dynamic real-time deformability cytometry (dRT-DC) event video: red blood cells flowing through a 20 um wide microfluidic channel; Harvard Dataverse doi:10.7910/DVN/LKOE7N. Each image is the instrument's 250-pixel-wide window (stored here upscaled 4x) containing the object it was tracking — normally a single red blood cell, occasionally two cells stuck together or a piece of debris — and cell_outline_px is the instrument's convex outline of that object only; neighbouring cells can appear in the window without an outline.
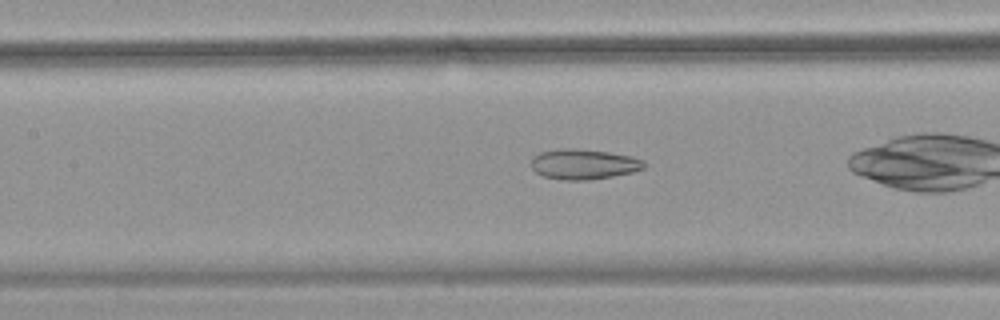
{"species": "common noctule bat (a hibernating species)", "species_latin": "Nyctalus noctula", "temperature_condition": "warm", "stored_images_in_passage": 52, "camera_frame_rate_fps": 3000, "um_per_image_px": 0.085, "animal": {"sex": "female", "body_mass_g": 18.4}, "frame": {"image": 1, "passage_image": 22, "time_ms": 7.0, "image_size_px": [1000, 320], "cell_outline_px": [[644, 168], [632, 172], [612, 176], [588, 180], [564, 180], [544, 176], [536, 172], [532, 168], [532, 156], [540, 152], [560, 148], [576, 148], [608, 152], [632, 156], [644, 160]], "centroid_in_image_um": [49.6, 13.94], "position_along_channel_um": 157.8, "area_um2": 19.88}}
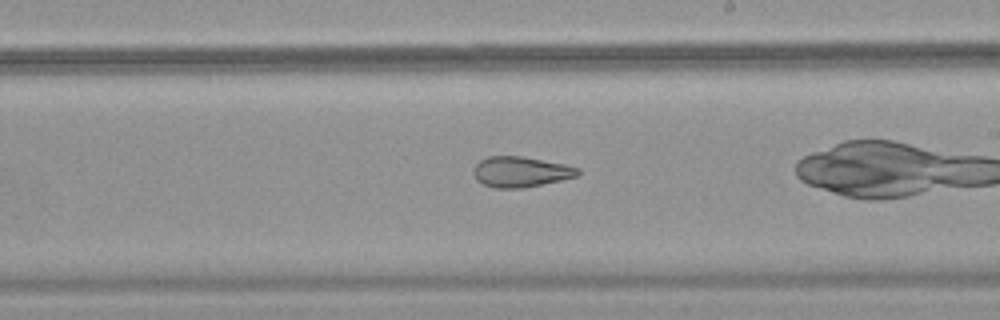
{"frame": {"image": 2, "passage_image": 29, "time_ms": 9.333, "image_size_px": [1000, 320], "cell_outline_px": [[580, 172], [576, 176], [560, 180], [524, 188], [496, 188], [484, 184], [476, 180], [472, 172], [472, 168], [480, 160], [488, 156], [520, 156], [564, 164], [580, 168]], "centroid_in_image_um": [44.22, 14.6], "position_along_channel_um": 244.8, "area_um2": 18.5}}
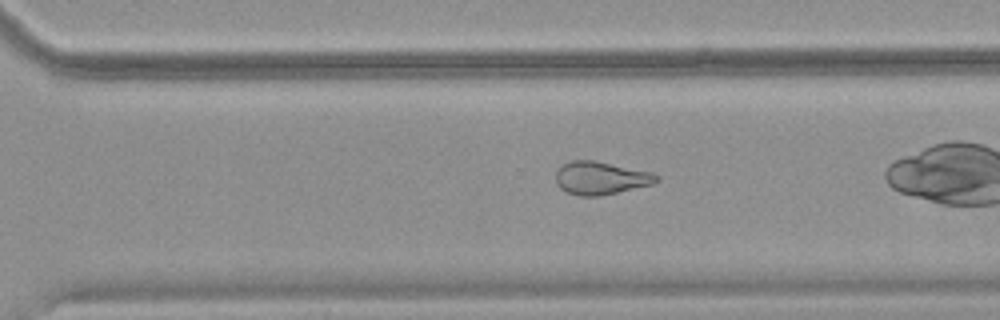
{"frame": {"image": 3, "passage_image": 35, "time_ms": 11.333, "image_size_px": [1000, 320], "cell_outline_px": [[660, 180], [652, 184], [600, 196], [580, 196], [568, 192], [560, 188], [556, 184], [556, 172], [560, 164], [568, 160], [592, 160], [652, 172], [660, 176]], "centroid_in_image_um": [51.03, 15.12], "position_along_channel_um": 319.6, "area_um2": 19.42}, "authors_computed_cell_mechanics": {"area_um2": 23.6113, "velocity_mm_per_s": 3.7532, "shape_relaxation_time_tau1_ms": null, "shape_relaxation_time_tau2_ms": 3.8041, "deformation_change_tau1": null, "deformation_change_tau2": 0.1192}}